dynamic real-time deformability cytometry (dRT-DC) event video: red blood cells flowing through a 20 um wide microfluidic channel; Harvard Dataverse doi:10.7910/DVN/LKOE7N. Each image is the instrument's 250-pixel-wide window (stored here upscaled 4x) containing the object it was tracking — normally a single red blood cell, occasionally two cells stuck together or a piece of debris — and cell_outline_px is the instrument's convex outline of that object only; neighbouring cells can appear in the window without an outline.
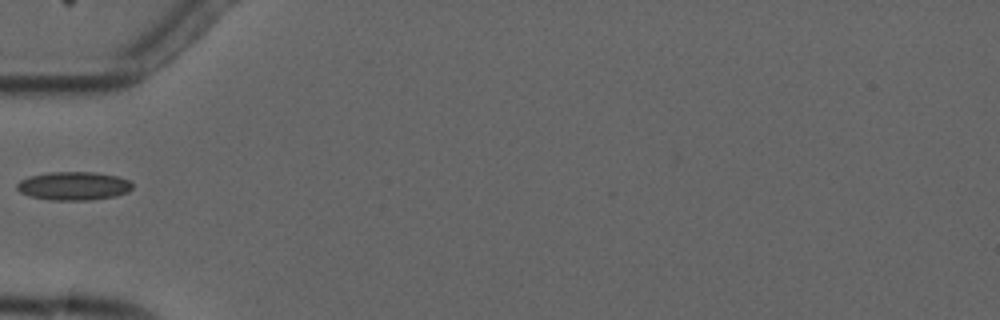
{"species": "common noctule bat (a hibernating species)", "species_latin": "Nyctalus noctula", "temperature_condition": "cold", "stored_images_in_passage": 5, "camera_frame_rate_fps": 3000, "um_per_image_px": 0.085, "animal": {"sex": "male", "forearm_length_mm": 52.5}, "frame": {"image": 1, "passage_image": 4, "time_ms": 4.667, "image_size_px": [1000, 320], "cell_outline_px": [[132, 188], [128, 192], [116, 196], [88, 200], [48, 200], [32, 196], [20, 192], [16, 188], [16, 184], [20, 180], [28, 176], [48, 172], [96, 172], [116, 176], [128, 180], [132, 184]], "centroid_in_image_um": [6.24, 15.8], "position_along_channel_um": 78.8, "area_um2": 19.19}}
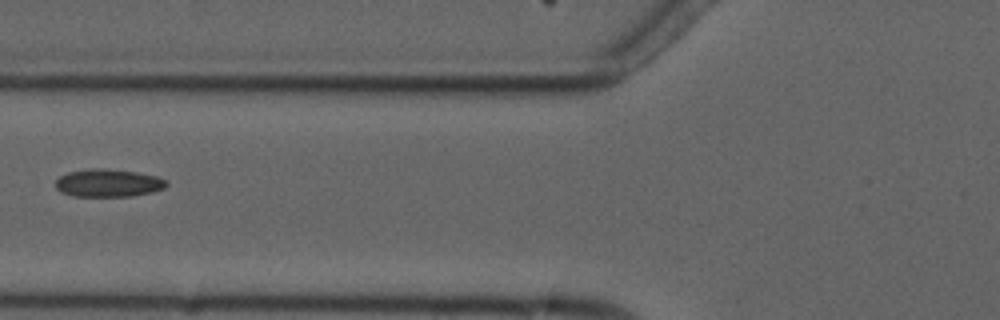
{"frame": {"image": 2, "passage_image": 5, "time_ms": 5.667, "image_size_px": [1000, 320], "cell_outline_px": [[168, 184], [164, 188], [152, 192], [132, 196], [72, 196], [60, 192], [56, 188], [56, 180], [60, 176], [68, 172], [96, 168], [100, 168], [136, 172], [156, 176], [168, 180]], "centroid_in_image_um": [9.21, 15.56], "position_along_channel_um": 116.6, "area_um2": 17.92}}